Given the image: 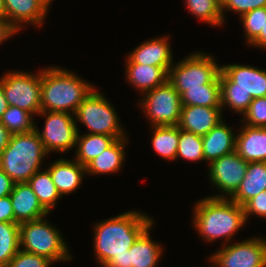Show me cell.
Returning a JSON list of instances; mask_svg holds the SVG:
<instances>
[{
    "label": "cell",
    "instance_id": "6da1fadb",
    "mask_svg": "<svg viewBox=\"0 0 266 267\" xmlns=\"http://www.w3.org/2000/svg\"><path fill=\"white\" fill-rule=\"evenodd\" d=\"M153 221L143 212L130 210L96 223L94 252L99 265L104 267L114 257L128 252Z\"/></svg>",
    "mask_w": 266,
    "mask_h": 267
},
{
    "label": "cell",
    "instance_id": "7a4b0ae2",
    "mask_svg": "<svg viewBox=\"0 0 266 267\" xmlns=\"http://www.w3.org/2000/svg\"><path fill=\"white\" fill-rule=\"evenodd\" d=\"M193 208V226L200 237L209 243L223 239V244H228L247 223L244 207L229 198L205 197Z\"/></svg>",
    "mask_w": 266,
    "mask_h": 267
},
{
    "label": "cell",
    "instance_id": "3957f363",
    "mask_svg": "<svg viewBox=\"0 0 266 267\" xmlns=\"http://www.w3.org/2000/svg\"><path fill=\"white\" fill-rule=\"evenodd\" d=\"M77 74L52 66L41 69V111L75 114L78 106L95 88Z\"/></svg>",
    "mask_w": 266,
    "mask_h": 267
},
{
    "label": "cell",
    "instance_id": "277c9868",
    "mask_svg": "<svg viewBox=\"0 0 266 267\" xmlns=\"http://www.w3.org/2000/svg\"><path fill=\"white\" fill-rule=\"evenodd\" d=\"M219 79L221 110L229 107L243 115L254 98L266 96V70L243 64L222 65Z\"/></svg>",
    "mask_w": 266,
    "mask_h": 267
},
{
    "label": "cell",
    "instance_id": "5b68a950",
    "mask_svg": "<svg viewBox=\"0 0 266 267\" xmlns=\"http://www.w3.org/2000/svg\"><path fill=\"white\" fill-rule=\"evenodd\" d=\"M47 155L36 129L12 134L0 155V169L15 183L28 182L41 169L43 158Z\"/></svg>",
    "mask_w": 266,
    "mask_h": 267
},
{
    "label": "cell",
    "instance_id": "8992f818",
    "mask_svg": "<svg viewBox=\"0 0 266 267\" xmlns=\"http://www.w3.org/2000/svg\"><path fill=\"white\" fill-rule=\"evenodd\" d=\"M45 218L19 224L20 249L43 256L53 263L72 260L61 232Z\"/></svg>",
    "mask_w": 266,
    "mask_h": 267
},
{
    "label": "cell",
    "instance_id": "52a82bcc",
    "mask_svg": "<svg viewBox=\"0 0 266 267\" xmlns=\"http://www.w3.org/2000/svg\"><path fill=\"white\" fill-rule=\"evenodd\" d=\"M74 117L76 123L80 121L85 125L88 134H103L116 139L126 137L114 106L102 92L96 91V87L78 106Z\"/></svg>",
    "mask_w": 266,
    "mask_h": 267
},
{
    "label": "cell",
    "instance_id": "ba28073f",
    "mask_svg": "<svg viewBox=\"0 0 266 267\" xmlns=\"http://www.w3.org/2000/svg\"><path fill=\"white\" fill-rule=\"evenodd\" d=\"M215 57L203 52H194L181 62L173 63L168 71V81L181 95L187 89L203 88L218 76L221 66Z\"/></svg>",
    "mask_w": 266,
    "mask_h": 267
},
{
    "label": "cell",
    "instance_id": "9c48e42d",
    "mask_svg": "<svg viewBox=\"0 0 266 267\" xmlns=\"http://www.w3.org/2000/svg\"><path fill=\"white\" fill-rule=\"evenodd\" d=\"M1 83L9 106L38 115L41 111V70L38 74L8 71L2 75Z\"/></svg>",
    "mask_w": 266,
    "mask_h": 267
},
{
    "label": "cell",
    "instance_id": "30bf717a",
    "mask_svg": "<svg viewBox=\"0 0 266 267\" xmlns=\"http://www.w3.org/2000/svg\"><path fill=\"white\" fill-rule=\"evenodd\" d=\"M142 96L140 109L145 112L151 127L178 125L182 108L181 96L168 80Z\"/></svg>",
    "mask_w": 266,
    "mask_h": 267
},
{
    "label": "cell",
    "instance_id": "8fae6325",
    "mask_svg": "<svg viewBox=\"0 0 266 267\" xmlns=\"http://www.w3.org/2000/svg\"><path fill=\"white\" fill-rule=\"evenodd\" d=\"M39 115L46 118L44 128L43 131H40L37 126L35 129L48 154L52 152L64 153L75 148L79 129L73 114L40 111Z\"/></svg>",
    "mask_w": 266,
    "mask_h": 267
},
{
    "label": "cell",
    "instance_id": "7c38bea8",
    "mask_svg": "<svg viewBox=\"0 0 266 267\" xmlns=\"http://www.w3.org/2000/svg\"><path fill=\"white\" fill-rule=\"evenodd\" d=\"M210 258L218 267H266V240L259 236L224 244Z\"/></svg>",
    "mask_w": 266,
    "mask_h": 267
},
{
    "label": "cell",
    "instance_id": "4fadbf2b",
    "mask_svg": "<svg viewBox=\"0 0 266 267\" xmlns=\"http://www.w3.org/2000/svg\"><path fill=\"white\" fill-rule=\"evenodd\" d=\"M247 164L248 162L240 157L236 151L212 161L208 167V177L211 185L217 187L222 194L208 197L230 199L244 179Z\"/></svg>",
    "mask_w": 266,
    "mask_h": 267
},
{
    "label": "cell",
    "instance_id": "5bb4252c",
    "mask_svg": "<svg viewBox=\"0 0 266 267\" xmlns=\"http://www.w3.org/2000/svg\"><path fill=\"white\" fill-rule=\"evenodd\" d=\"M53 0H4L6 19L18 30L23 24L41 27Z\"/></svg>",
    "mask_w": 266,
    "mask_h": 267
},
{
    "label": "cell",
    "instance_id": "9a60e30c",
    "mask_svg": "<svg viewBox=\"0 0 266 267\" xmlns=\"http://www.w3.org/2000/svg\"><path fill=\"white\" fill-rule=\"evenodd\" d=\"M221 107L182 105L178 128L205 136L223 119Z\"/></svg>",
    "mask_w": 266,
    "mask_h": 267
},
{
    "label": "cell",
    "instance_id": "2e32d148",
    "mask_svg": "<svg viewBox=\"0 0 266 267\" xmlns=\"http://www.w3.org/2000/svg\"><path fill=\"white\" fill-rule=\"evenodd\" d=\"M10 199L15 223L21 224L49 215V212L41 205L38 197L27 182L15 183Z\"/></svg>",
    "mask_w": 266,
    "mask_h": 267
},
{
    "label": "cell",
    "instance_id": "e0dca14e",
    "mask_svg": "<svg viewBox=\"0 0 266 267\" xmlns=\"http://www.w3.org/2000/svg\"><path fill=\"white\" fill-rule=\"evenodd\" d=\"M168 37L167 35L144 41L134 48L127 57L133 63L152 66H172L173 55Z\"/></svg>",
    "mask_w": 266,
    "mask_h": 267
},
{
    "label": "cell",
    "instance_id": "ac0fdd59",
    "mask_svg": "<svg viewBox=\"0 0 266 267\" xmlns=\"http://www.w3.org/2000/svg\"><path fill=\"white\" fill-rule=\"evenodd\" d=\"M61 197L76 191L86 174V166L76 160L57 159L47 168Z\"/></svg>",
    "mask_w": 266,
    "mask_h": 267
},
{
    "label": "cell",
    "instance_id": "d6986e66",
    "mask_svg": "<svg viewBox=\"0 0 266 267\" xmlns=\"http://www.w3.org/2000/svg\"><path fill=\"white\" fill-rule=\"evenodd\" d=\"M126 81L141 93L153 90L168 80V71L171 66H152L133 63L126 59Z\"/></svg>",
    "mask_w": 266,
    "mask_h": 267
},
{
    "label": "cell",
    "instance_id": "ffe728a7",
    "mask_svg": "<svg viewBox=\"0 0 266 267\" xmlns=\"http://www.w3.org/2000/svg\"><path fill=\"white\" fill-rule=\"evenodd\" d=\"M235 151L246 162H266V127L242 125L236 134Z\"/></svg>",
    "mask_w": 266,
    "mask_h": 267
},
{
    "label": "cell",
    "instance_id": "44dd1931",
    "mask_svg": "<svg viewBox=\"0 0 266 267\" xmlns=\"http://www.w3.org/2000/svg\"><path fill=\"white\" fill-rule=\"evenodd\" d=\"M231 126L220 121L205 136H202L203 153L205 161L209 164L223 155L235 151L236 134Z\"/></svg>",
    "mask_w": 266,
    "mask_h": 267
},
{
    "label": "cell",
    "instance_id": "7402d4cb",
    "mask_svg": "<svg viewBox=\"0 0 266 267\" xmlns=\"http://www.w3.org/2000/svg\"><path fill=\"white\" fill-rule=\"evenodd\" d=\"M266 190V162H248L240 187L230 198L240 206Z\"/></svg>",
    "mask_w": 266,
    "mask_h": 267
},
{
    "label": "cell",
    "instance_id": "603a6c76",
    "mask_svg": "<svg viewBox=\"0 0 266 267\" xmlns=\"http://www.w3.org/2000/svg\"><path fill=\"white\" fill-rule=\"evenodd\" d=\"M128 137L117 139L111 146L86 165V174L102 175L118 172L125 161V147Z\"/></svg>",
    "mask_w": 266,
    "mask_h": 267
},
{
    "label": "cell",
    "instance_id": "cb8c5ba5",
    "mask_svg": "<svg viewBox=\"0 0 266 267\" xmlns=\"http://www.w3.org/2000/svg\"><path fill=\"white\" fill-rule=\"evenodd\" d=\"M149 226L129 249V267H157L163 255L162 246L151 239Z\"/></svg>",
    "mask_w": 266,
    "mask_h": 267
},
{
    "label": "cell",
    "instance_id": "d4e9b609",
    "mask_svg": "<svg viewBox=\"0 0 266 267\" xmlns=\"http://www.w3.org/2000/svg\"><path fill=\"white\" fill-rule=\"evenodd\" d=\"M117 139L103 134H83L78 131L76 139L75 159L81 165L86 166L105 149L111 146Z\"/></svg>",
    "mask_w": 266,
    "mask_h": 267
},
{
    "label": "cell",
    "instance_id": "484cf974",
    "mask_svg": "<svg viewBox=\"0 0 266 267\" xmlns=\"http://www.w3.org/2000/svg\"><path fill=\"white\" fill-rule=\"evenodd\" d=\"M152 147L159 156L168 160H176L179 128L174 126H152Z\"/></svg>",
    "mask_w": 266,
    "mask_h": 267
},
{
    "label": "cell",
    "instance_id": "4316f807",
    "mask_svg": "<svg viewBox=\"0 0 266 267\" xmlns=\"http://www.w3.org/2000/svg\"><path fill=\"white\" fill-rule=\"evenodd\" d=\"M27 183L31 186L41 205L49 213L57 201L62 198L47 168L44 171H37Z\"/></svg>",
    "mask_w": 266,
    "mask_h": 267
},
{
    "label": "cell",
    "instance_id": "83f0119b",
    "mask_svg": "<svg viewBox=\"0 0 266 267\" xmlns=\"http://www.w3.org/2000/svg\"><path fill=\"white\" fill-rule=\"evenodd\" d=\"M180 96L182 105L221 107L219 76L203 88L187 89Z\"/></svg>",
    "mask_w": 266,
    "mask_h": 267
},
{
    "label": "cell",
    "instance_id": "f1b7e54d",
    "mask_svg": "<svg viewBox=\"0 0 266 267\" xmlns=\"http://www.w3.org/2000/svg\"><path fill=\"white\" fill-rule=\"evenodd\" d=\"M19 249V224L0 222V267H6Z\"/></svg>",
    "mask_w": 266,
    "mask_h": 267
},
{
    "label": "cell",
    "instance_id": "f546056e",
    "mask_svg": "<svg viewBox=\"0 0 266 267\" xmlns=\"http://www.w3.org/2000/svg\"><path fill=\"white\" fill-rule=\"evenodd\" d=\"M186 9L201 21L212 25L222 26L224 23L221 11V0H186Z\"/></svg>",
    "mask_w": 266,
    "mask_h": 267
},
{
    "label": "cell",
    "instance_id": "4dcf8cb0",
    "mask_svg": "<svg viewBox=\"0 0 266 267\" xmlns=\"http://www.w3.org/2000/svg\"><path fill=\"white\" fill-rule=\"evenodd\" d=\"M34 115L19 107L9 106L0 122L12 133H25L35 129Z\"/></svg>",
    "mask_w": 266,
    "mask_h": 267
},
{
    "label": "cell",
    "instance_id": "1f68e13d",
    "mask_svg": "<svg viewBox=\"0 0 266 267\" xmlns=\"http://www.w3.org/2000/svg\"><path fill=\"white\" fill-rule=\"evenodd\" d=\"M187 161H205L202 136L179 129V141L176 159Z\"/></svg>",
    "mask_w": 266,
    "mask_h": 267
},
{
    "label": "cell",
    "instance_id": "d6a6232c",
    "mask_svg": "<svg viewBox=\"0 0 266 267\" xmlns=\"http://www.w3.org/2000/svg\"><path fill=\"white\" fill-rule=\"evenodd\" d=\"M247 45H249L264 28L266 21V7L251 10L240 17Z\"/></svg>",
    "mask_w": 266,
    "mask_h": 267
},
{
    "label": "cell",
    "instance_id": "836d02e7",
    "mask_svg": "<svg viewBox=\"0 0 266 267\" xmlns=\"http://www.w3.org/2000/svg\"><path fill=\"white\" fill-rule=\"evenodd\" d=\"M241 122L252 127H266V96L254 98L242 115Z\"/></svg>",
    "mask_w": 266,
    "mask_h": 267
},
{
    "label": "cell",
    "instance_id": "e575fe53",
    "mask_svg": "<svg viewBox=\"0 0 266 267\" xmlns=\"http://www.w3.org/2000/svg\"><path fill=\"white\" fill-rule=\"evenodd\" d=\"M53 262L43 256L19 249L6 267H50Z\"/></svg>",
    "mask_w": 266,
    "mask_h": 267
},
{
    "label": "cell",
    "instance_id": "d590c367",
    "mask_svg": "<svg viewBox=\"0 0 266 267\" xmlns=\"http://www.w3.org/2000/svg\"><path fill=\"white\" fill-rule=\"evenodd\" d=\"M262 7H266V0H221L223 20L225 19V10L226 12L233 11L241 17L251 10Z\"/></svg>",
    "mask_w": 266,
    "mask_h": 267
},
{
    "label": "cell",
    "instance_id": "8d00e7d4",
    "mask_svg": "<svg viewBox=\"0 0 266 267\" xmlns=\"http://www.w3.org/2000/svg\"><path fill=\"white\" fill-rule=\"evenodd\" d=\"M243 207L246 222L251 214L266 219V190L253 197Z\"/></svg>",
    "mask_w": 266,
    "mask_h": 267
},
{
    "label": "cell",
    "instance_id": "74e56055",
    "mask_svg": "<svg viewBox=\"0 0 266 267\" xmlns=\"http://www.w3.org/2000/svg\"><path fill=\"white\" fill-rule=\"evenodd\" d=\"M0 222L15 223L10 195L0 198Z\"/></svg>",
    "mask_w": 266,
    "mask_h": 267
},
{
    "label": "cell",
    "instance_id": "f35d334b",
    "mask_svg": "<svg viewBox=\"0 0 266 267\" xmlns=\"http://www.w3.org/2000/svg\"><path fill=\"white\" fill-rule=\"evenodd\" d=\"M19 30L7 19H0V45L8 40Z\"/></svg>",
    "mask_w": 266,
    "mask_h": 267
},
{
    "label": "cell",
    "instance_id": "ab89813d",
    "mask_svg": "<svg viewBox=\"0 0 266 267\" xmlns=\"http://www.w3.org/2000/svg\"><path fill=\"white\" fill-rule=\"evenodd\" d=\"M15 182L0 169V198L10 195Z\"/></svg>",
    "mask_w": 266,
    "mask_h": 267
},
{
    "label": "cell",
    "instance_id": "60d3db41",
    "mask_svg": "<svg viewBox=\"0 0 266 267\" xmlns=\"http://www.w3.org/2000/svg\"><path fill=\"white\" fill-rule=\"evenodd\" d=\"M129 250L125 254L114 257L104 267H129Z\"/></svg>",
    "mask_w": 266,
    "mask_h": 267
},
{
    "label": "cell",
    "instance_id": "b9f144b4",
    "mask_svg": "<svg viewBox=\"0 0 266 267\" xmlns=\"http://www.w3.org/2000/svg\"><path fill=\"white\" fill-rule=\"evenodd\" d=\"M12 133L0 122V155L9 144Z\"/></svg>",
    "mask_w": 266,
    "mask_h": 267
},
{
    "label": "cell",
    "instance_id": "7bdbcfd3",
    "mask_svg": "<svg viewBox=\"0 0 266 267\" xmlns=\"http://www.w3.org/2000/svg\"><path fill=\"white\" fill-rule=\"evenodd\" d=\"M250 45L266 49V21L264 28L261 30L260 34L249 44V46Z\"/></svg>",
    "mask_w": 266,
    "mask_h": 267
},
{
    "label": "cell",
    "instance_id": "ee69618b",
    "mask_svg": "<svg viewBox=\"0 0 266 267\" xmlns=\"http://www.w3.org/2000/svg\"><path fill=\"white\" fill-rule=\"evenodd\" d=\"M9 104L8 101L6 100L4 91L2 89V83H1V78H0V119L3 115V113L8 109Z\"/></svg>",
    "mask_w": 266,
    "mask_h": 267
},
{
    "label": "cell",
    "instance_id": "f6af8a7d",
    "mask_svg": "<svg viewBox=\"0 0 266 267\" xmlns=\"http://www.w3.org/2000/svg\"><path fill=\"white\" fill-rule=\"evenodd\" d=\"M0 19H6V11L4 7V0H0Z\"/></svg>",
    "mask_w": 266,
    "mask_h": 267
},
{
    "label": "cell",
    "instance_id": "bcb514c9",
    "mask_svg": "<svg viewBox=\"0 0 266 267\" xmlns=\"http://www.w3.org/2000/svg\"><path fill=\"white\" fill-rule=\"evenodd\" d=\"M209 261H211L212 263H213V265L212 266H209V267H218L217 265H216V263L210 258V260Z\"/></svg>",
    "mask_w": 266,
    "mask_h": 267
}]
</instances>
